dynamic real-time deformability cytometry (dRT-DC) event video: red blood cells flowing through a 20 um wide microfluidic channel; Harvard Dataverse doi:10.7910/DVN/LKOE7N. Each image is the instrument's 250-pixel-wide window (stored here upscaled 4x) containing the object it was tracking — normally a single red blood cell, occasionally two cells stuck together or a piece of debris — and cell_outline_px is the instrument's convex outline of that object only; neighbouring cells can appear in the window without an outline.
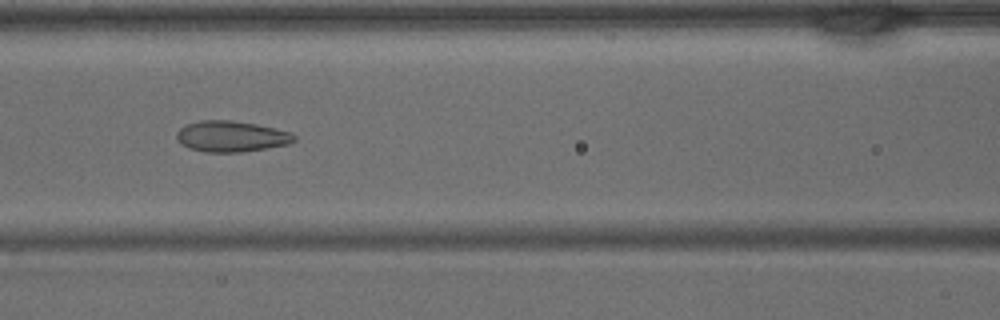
{"species": "common noctule bat (a hibernating species)", "species_latin": "Nyctalus noctula", "temperature_condition": "warm", "stored_images_in_passage": 40, "camera_frame_rate_fps": 3000, "um_per_image_px": 0.085, "animal": {"sex": "male", "body_mass_g": 15.6}, "frame": {"image": 1, "passage_image": 17, "time_ms": 5.333, "image_size_px": [1000, 320], "cell_outline_px": [[296, 140], [288, 144], [240, 152], [204, 152], [188, 148], [180, 144], [176, 140], [176, 132], [180, 128], [188, 124], [200, 120], [232, 120], [256, 124], [292, 132], [296, 136]], "centroid_in_image_um": [19.63, 11.59], "position_along_channel_um": 147.0, "area_um2": 21.27}}